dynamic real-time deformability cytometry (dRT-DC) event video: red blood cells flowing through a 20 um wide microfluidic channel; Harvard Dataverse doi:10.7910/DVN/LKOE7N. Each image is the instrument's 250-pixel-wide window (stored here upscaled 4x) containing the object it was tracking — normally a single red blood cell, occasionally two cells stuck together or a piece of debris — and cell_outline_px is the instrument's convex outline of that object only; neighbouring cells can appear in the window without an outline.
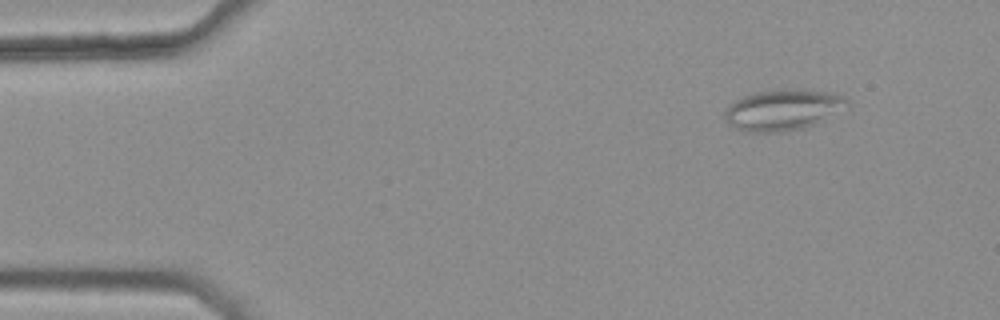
{"species": "common noctule bat (a hibernating species)", "species_latin": "Nyctalus noctula", "temperature_condition": "warm", "stored_images_in_passage": 4, "camera_frame_rate_fps": 3000, "um_per_image_px": 0.085, "animal": {"sex": "female", "body_mass_g": 25.1}, "frame": {"image": 1, "passage_image": 1, "time_ms": 0.0, "image_size_px": [1000, 320], "cell_outline_px": [[848, 104], [812, 124], [804, 128], [784, 132], [740, 132], [724, 116], [724, 112], [728, 104], [744, 96], [756, 92], [792, 88], [804, 88], [832, 92], [844, 96], [848, 100]], "centroid_in_image_um": [66.5, 9.31], "position_along_channel_um": 18.5, "area_um2": 28.96}}